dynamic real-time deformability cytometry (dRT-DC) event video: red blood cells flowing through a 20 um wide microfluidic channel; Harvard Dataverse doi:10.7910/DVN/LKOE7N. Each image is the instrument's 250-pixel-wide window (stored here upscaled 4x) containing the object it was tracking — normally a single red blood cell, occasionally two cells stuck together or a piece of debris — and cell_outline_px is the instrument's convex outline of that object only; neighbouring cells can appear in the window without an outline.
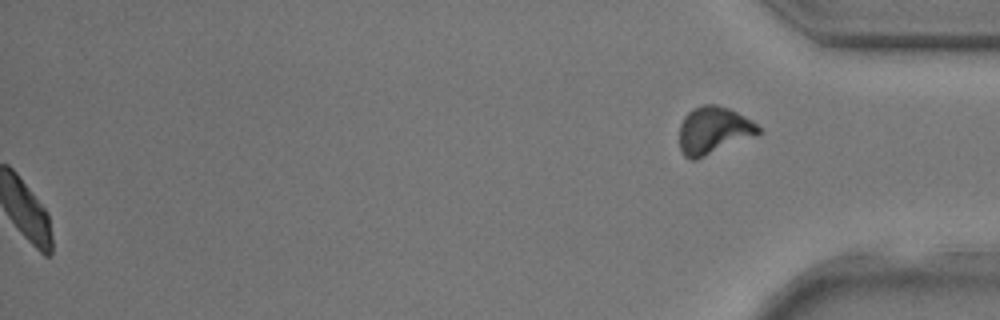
{"species": "common noctule bat (a hibernating species)", "species_latin": "Nyctalus noctula", "temperature_condition": "room temperature", "stored_images_in_passage": 38, "camera_frame_rate_fps": 3000, "um_per_image_px": 0.085, "animal": {"sex": "male", "body_mass_g": 17.9, "forearm_length_mm": 54.2}, "frame": {"image": 1, "passage_image": 38, "time_ms": 12.333, "image_size_px": [1000, 320], "cell_outline_px": [[764, 132], [696, 160], [692, 160], [684, 156], [680, 152], [680, 124], [684, 116], [692, 108], [704, 104], [716, 104], [728, 108], [752, 120]], "centroid_in_image_um": [60.64, 11.08], "position_along_channel_um": 374.6, "area_um2": 21.91}}